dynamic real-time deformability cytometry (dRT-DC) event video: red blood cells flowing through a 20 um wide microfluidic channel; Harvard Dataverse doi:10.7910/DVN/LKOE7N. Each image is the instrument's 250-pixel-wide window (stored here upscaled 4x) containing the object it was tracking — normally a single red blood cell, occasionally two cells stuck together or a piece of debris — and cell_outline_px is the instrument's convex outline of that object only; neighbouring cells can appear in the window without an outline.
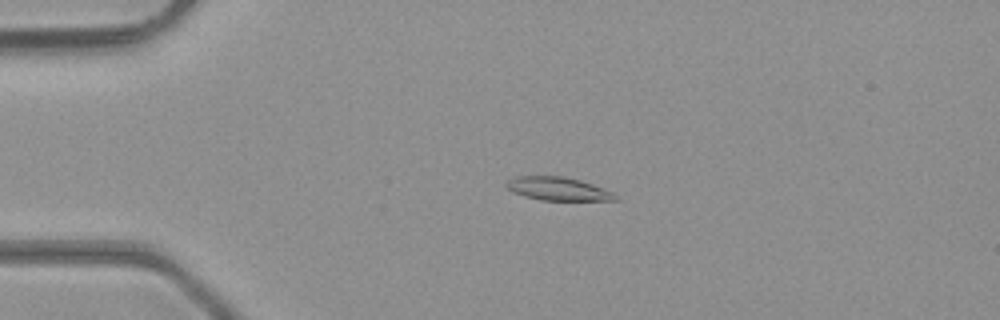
{"species": "common noctule bat (a hibernating species)", "species_latin": "Nyctalus noctula", "temperature_condition": "room temperature", "stored_images_in_passage": 48, "camera_frame_rate_fps": 3000, "um_per_image_px": 0.085, "animal": {"sex": "male", "body_mass_g": 23.1, "forearm_length_mm": 52.7}, "frame": {"image": 1, "passage_image": 11, "time_ms": 3.333, "image_size_px": [1000, 320], "cell_outline_px": [[620, 200], [540, 200], [524, 196], [512, 192], [504, 184], [508, 180], [516, 176], [564, 176], [580, 180], [604, 188], [612, 192]], "centroid_in_image_um": [47.41, 16.04], "position_along_channel_um": 37.6, "area_um2": 14.8}}
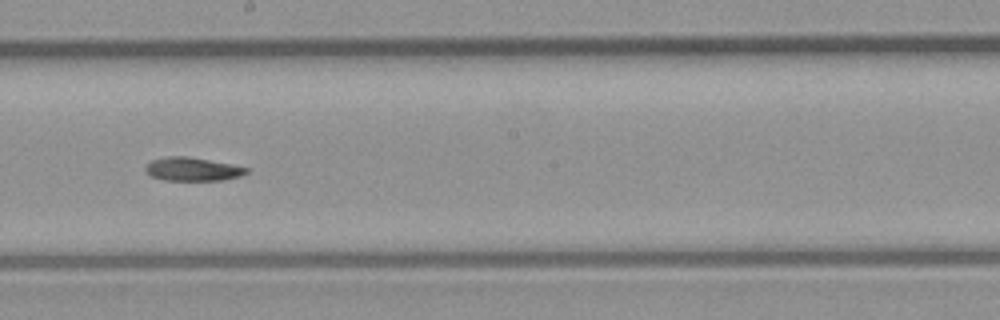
{"frame": {"image": 2, "passage_image": 27, "time_ms": 8.667, "image_size_px": [1000, 320], "cell_outline_px": [[248, 172], [240, 176], [224, 180], [164, 180], [152, 176], [144, 172], [144, 168], [152, 160], [164, 156], [188, 156], [232, 164], [248, 168]], "centroid_in_image_um": [16.35, 14.37], "position_along_channel_um": 231.9, "area_um2": 13.87}}
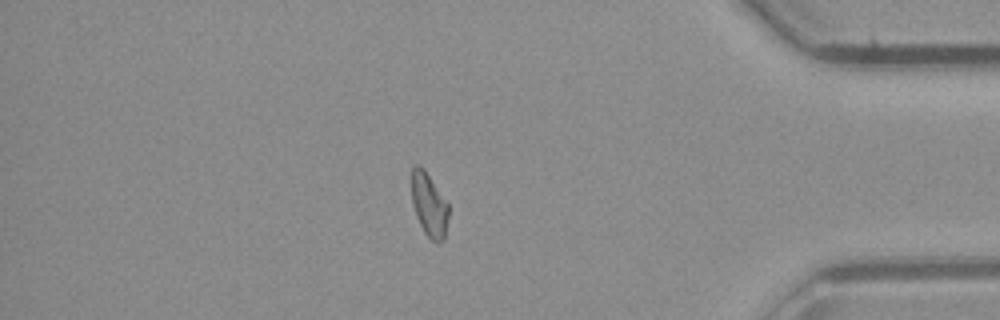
{"frame": {"image": 3, "passage_image": 41, "time_ms": 13.333, "image_size_px": [1000, 320], "cell_outline_px": [[448, 216], [444, 240], [440, 244], [432, 240], [424, 232], [416, 216], [412, 204], [412, 168], [416, 164], [420, 164], [424, 168], [448, 204]], "centroid_in_image_um": [36.47, 17.41], "position_along_channel_um": 398.7, "area_um2": 13.64}, "authors_computed_cell_mechanics": {"area_um2": 14.6523, "velocity_mm_per_s": 4.3373, "shape_relaxation_time_tau1_ms": null, "shape_relaxation_time_tau2_ms": 5.3459, "deformation_change_tau1": null, "deformation_change_tau2": 0.121}}